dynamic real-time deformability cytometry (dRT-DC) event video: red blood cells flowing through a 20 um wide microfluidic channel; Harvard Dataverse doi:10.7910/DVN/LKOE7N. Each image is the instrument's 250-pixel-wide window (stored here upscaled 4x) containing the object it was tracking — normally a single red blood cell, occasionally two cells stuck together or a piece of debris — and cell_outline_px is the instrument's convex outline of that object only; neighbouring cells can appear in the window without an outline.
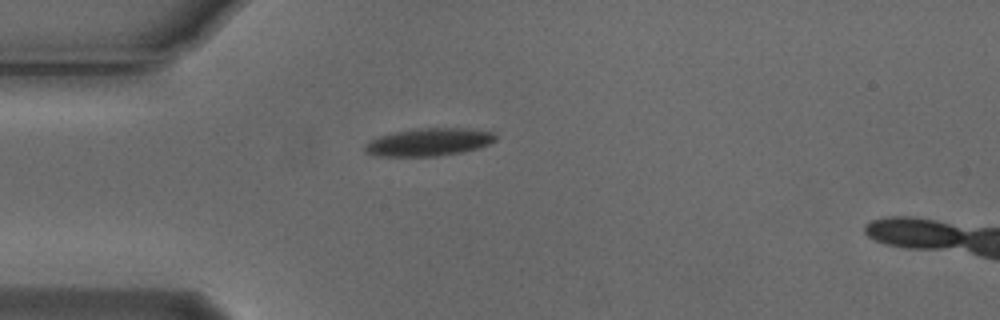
{"species": "Egyptian fruit bat (a non-hibernating species)", "species_latin": "Rousettus aegyptiacus", "temperature_condition": "cold", "stored_images_in_passage": 41, "camera_frame_rate_fps": 3000, "um_per_image_px": 0.085, "animal": {"sex": "male"}, "frame": {"image": 1, "passage_image": 1, "time_ms": 0.0, "image_size_px": [1000, 320], "cell_outline_px": [[496, 140], [488, 144], [476, 148], [460, 152], [436, 156], [376, 156], [364, 152], [364, 144], [380, 136], [392, 132], [420, 128], [464, 128], [496, 132]], "centroid_in_image_um": [36.43, 12.07], "position_along_channel_um": 48.6, "area_um2": 21.04}}
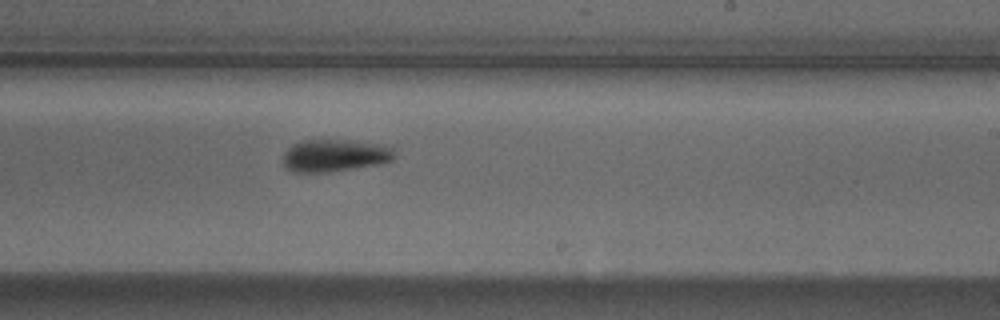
{"frame": {"image": 2, "passage_image": 19, "time_ms": 6.0, "image_size_px": [1000, 320], "cell_outline_px": [[396, 156], [392, 160], [376, 164], [328, 172], [292, 172], [284, 164], [284, 152], [292, 144], [300, 140], [348, 140], [384, 144], [392, 148]], "centroid_in_image_um": [28.45, 13.2], "position_along_channel_um": 260.6, "area_um2": 20.92}}
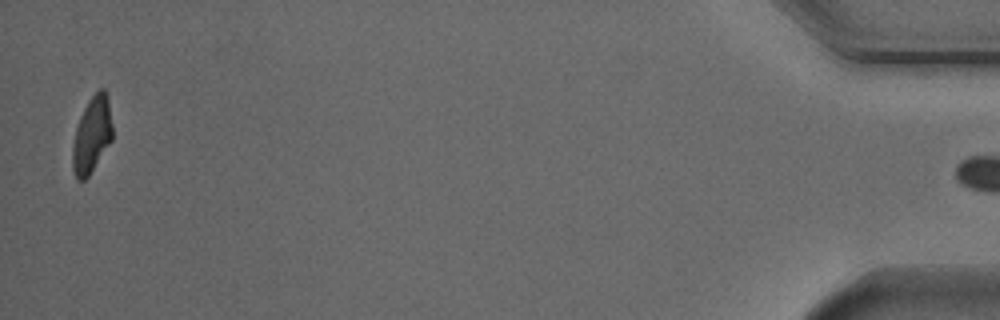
{"frame": {"image": 3, "passage_image": 40, "time_ms": 13.0, "image_size_px": [1000, 320], "cell_outline_px": [[112, 140], [88, 176], [84, 180], [76, 180], [72, 168], [72, 148], [76, 128], [80, 116], [88, 100], [100, 88], [104, 88], [108, 96], [112, 124]], "centroid_in_image_um": [7.81, 11.45], "position_along_channel_um": 427.4, "area_um2": 17.69}, "authors_computed_cell_mechanics": {"area_um2": 20.4034, "velocity_mm_per_s": 3.7569, "shape_relaxation_time_tau1_ms": 2.4118, "shape_relaxation_time_tau2_ms": null, "deformation_change_tau1": 0.1356, "deformation_change_tau2": null}}